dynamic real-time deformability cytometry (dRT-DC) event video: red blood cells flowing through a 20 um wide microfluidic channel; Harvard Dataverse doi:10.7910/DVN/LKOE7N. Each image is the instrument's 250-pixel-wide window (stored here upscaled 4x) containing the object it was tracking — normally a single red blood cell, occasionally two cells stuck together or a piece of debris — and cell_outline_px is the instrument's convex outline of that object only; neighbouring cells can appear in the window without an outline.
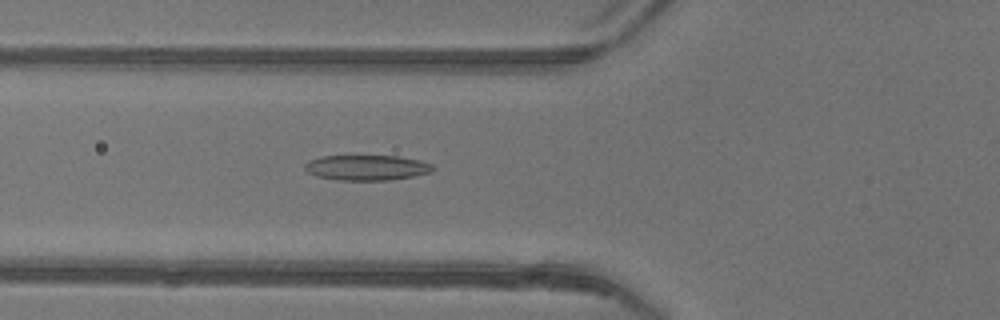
{"species": "common noctule bat (a hibernating species)", "species_latin": "Nyctalus noctula", "temperature_condition": "warm", "stored_images_in_passage": 49, "camera_frame_rate_fps": 3000, "um_per_image_px": 0.085, "animal": {"sex": "female"}, "frame": {"image": 1, "passage_image": 18, "time_ms": 5.667, "image_size_px": [1000, 320], "cell_outline_px": [[436, 168], [432, 172], [412, 176], [388, 180], [340, 180], [316, 176], [308, 172], [304, 168], [304, 164], [308, 160], [320, 156], [396, 156], [420, 160], [432, 164]], "centroid_in_image_um": [31.17, 14.24], "position_along_channel_um": 94.6, "area_um2": 18.9}}
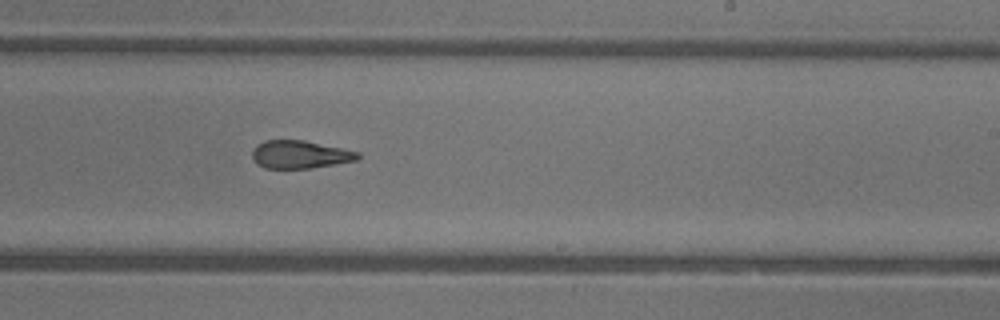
{"frame": {"image": 2, "passage_image": 30, "time_ms": 9.667, "image_size_px": [1000, 320], "cell_outline_px": [[360, 156], [356, 160], [308, 168], [264, 168], [256, 164], [252, 160], [252, 148], [256, 144], [264, 140], [304, 140], [344, 148], [360, 152]], "centroid_in_image_um": [25.44, 13.12], "position_along_channel_um": 263.6, "area_um2": 17.28}}
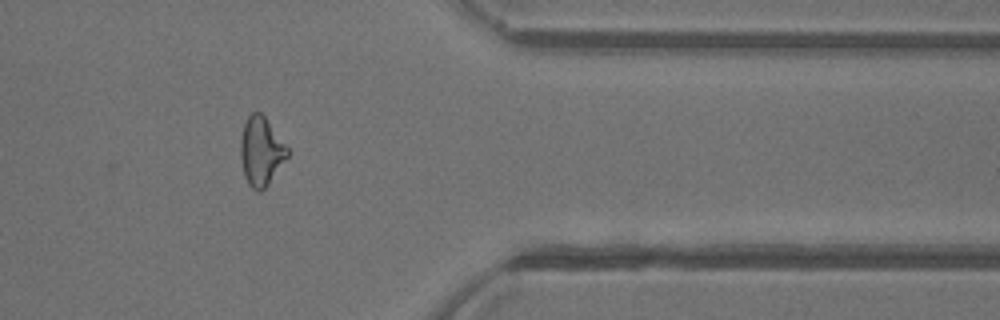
{"frame": {"image": 3, "passage_image": 40, "time_ms": 13.0, "image_size_px": [1000, 320], "cell_outline_px": [[288, 156], [268, 184], [260, 192], [252, 188], [248, 184], [244, 176], [240, 156], [240, 140], [244, 124], [248, 116], [252, 112], [260, 112], [264, 116], [288, 148]], "centroid_in_image_um": [22.17, 12.86], "position_along_channel_um": 389.2, "area_um2": 18.55}, "authors_computed_cell_mechanics": {"area_um2": 18.9006, "velocity_mm_per_s": 4.2181, "shape_relaxation_time_tau1_ms": null, "shape_relaxation_time_tau2_ms": 2.1427, "deformation_change_tau1": null, "deformation_change_tau2": 0.1161}}